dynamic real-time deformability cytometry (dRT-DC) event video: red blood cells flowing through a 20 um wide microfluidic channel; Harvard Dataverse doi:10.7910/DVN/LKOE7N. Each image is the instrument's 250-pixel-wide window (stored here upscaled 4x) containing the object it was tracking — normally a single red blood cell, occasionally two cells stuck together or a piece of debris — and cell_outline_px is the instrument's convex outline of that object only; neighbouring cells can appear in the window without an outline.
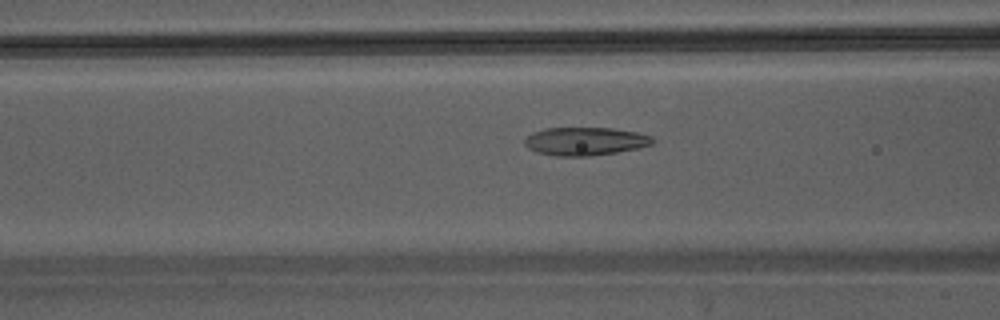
{"species": "Egyptian fruit bat (a non-hibernating species)", "species_latin": "Rousettus aegyptiacus", "temperature_condition": "warm", "stored_images_in_passage": 46, "camera_frame_rate_fps": 3000, "um_per_image_px": 0.085, "animal": {"sex": "male"}, "frame": {"image": 1, "passage_image": 19, "time_ms": 6.0, "image_size_px": [1000, 320], "cell_outline_px": [[656, 140], [652, 144], [636, 148], [616, 152], [588, 156], [556, 156], [536, 152], [528, 148], [524, 144], [524, 140], [532, 132], [544, 128], [612, 128], [636, 132], [652, 136]], "centroid_in_image_um": [49.72, 12.0], "position_along_channel_um": 116.9, "area_um2": 20.98}}
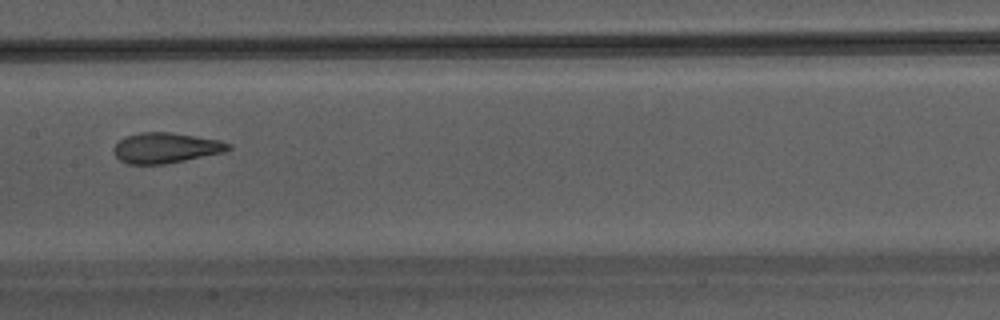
{"frame": {"image": 2, "passage_image": 24, "time_ms": 7.667, "image_size_px": [1000, 320], "cell_outline_px": [[232, 148], [224, 152], [164, 164], [128, 164], [120, 160], [112, 152], [112, 148], [120, 140], [128, 136], [140, 132], [168, 132], [196, 136], [220, 140], [232, 144]], "centroid_in_image_um": [14.09, 12.57], "position_along_channel_um": 193.3, "area_um2": 20.23}}
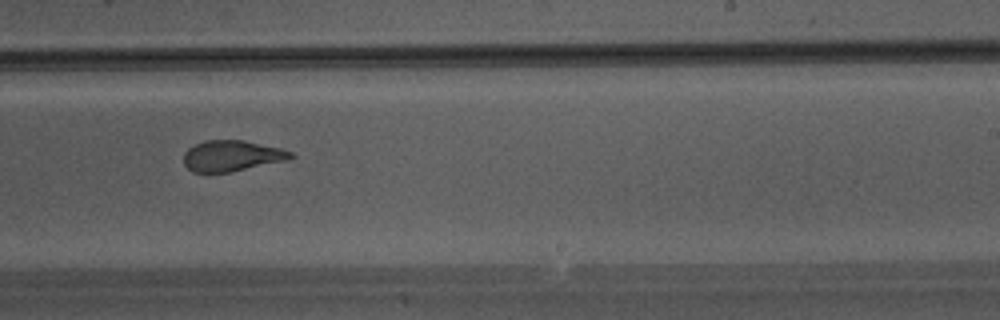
{"frame": {"image": 3, "passage_image": 29, "time_ms": 9.333, "image_size_px": [1000, 320], "cell_outline_px": [[296, 156], [288, 160], [228, 172], [192, 172], [184, 164], [184, 152], [188, 148], [204, 140], [244, 140], [280, 148], [292, 152]], "centroid_in_image_um": [19.71, 13.24], "position_along_channel_um": 269.3, "area_um2": 19.19}}